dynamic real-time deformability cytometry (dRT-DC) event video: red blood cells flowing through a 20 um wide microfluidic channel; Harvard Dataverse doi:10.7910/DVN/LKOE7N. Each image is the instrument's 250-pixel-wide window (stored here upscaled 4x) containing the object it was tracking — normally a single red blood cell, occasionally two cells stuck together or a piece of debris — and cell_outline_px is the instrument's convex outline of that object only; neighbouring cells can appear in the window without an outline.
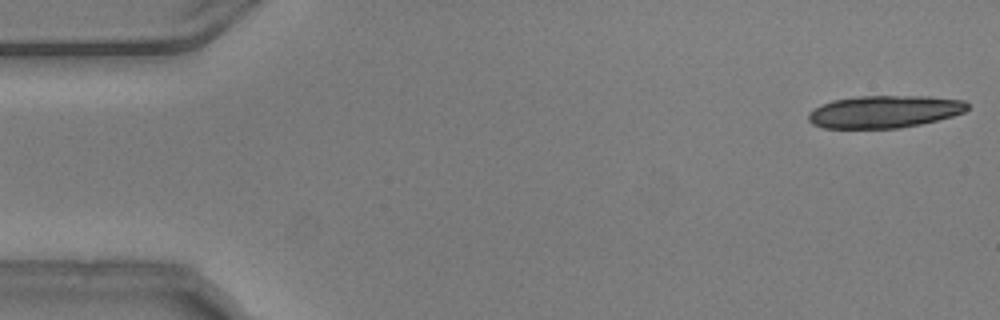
{"species": "common noctule bat (a hibernating species)", "species_latin": "Nyctalus noctula", "temperature_condition": "warm", "stored_images_in_passage": 9, "camera_frame_rate_fps": 3000, "um_per_image_px": 0.085, "animal": {"sex": "male", "body_mass_g": 20.5, "forearm_length_mm": 52.5}, "frame": {"image": 1, "passage_image": 1, "time_ms": 0.0, "image_size_px": [1000, 320], "cell_outline_px": [[968, 108], [964, 112], [952, 116], [920, 124], [900, 128], [824, 128], [812, 124], [808, 120], [808, 112], [832, 100], [860, 96], [928, 96], [964, 100], [968, 104]], "centroid_in_image_um": [75.18, 9.49], "position_along_channel_um": 9.8, "area_um2": 29.94}}